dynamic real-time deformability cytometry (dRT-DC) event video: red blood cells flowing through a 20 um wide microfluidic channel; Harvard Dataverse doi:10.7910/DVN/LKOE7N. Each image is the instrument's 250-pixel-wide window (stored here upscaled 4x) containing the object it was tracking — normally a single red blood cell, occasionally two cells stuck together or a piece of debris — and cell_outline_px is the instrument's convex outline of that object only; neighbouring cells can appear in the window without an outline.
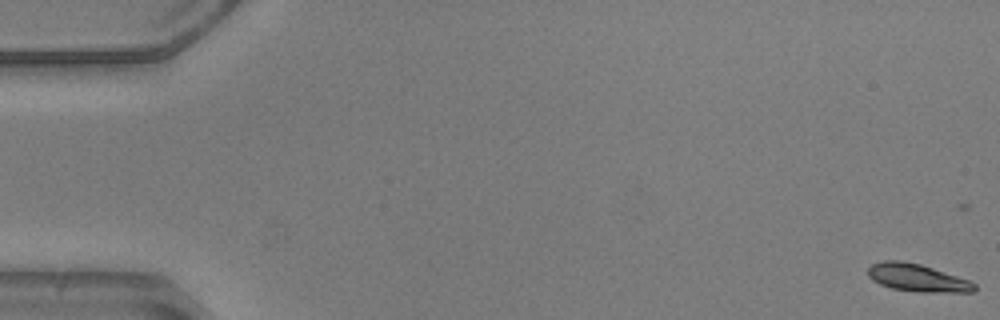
{"species": "common noctule bat (a hibernating species)", "species_latin": "Nyctalus noctula", "temperature_condition": "warm", "stored_images_in_passage": 48, "camera_frame_rate_fps": 3000, "um_per_image_px": 0.085, "animal": {"sex": "male", "body_mass_g": 20.5, "forearm_length_mm": 52.5}, "frame": {"image": 1, "passage_image": 1, "time_ms": 0.0, "image_size_px": [1000, 320], "cell_outline_px": [[976, 288], [972, 292], [916, 292], [892, 288], [880, 284], [872, 280], [868, 276], [868, 268], [872, 264], [884, 260], [900, 260], [920, 264], [968, 280], [976, 284]], "centroid_in_image_um": [77.94, 23.61], "position_along_channel_um": 7.1, "area_um2": 16.99}}
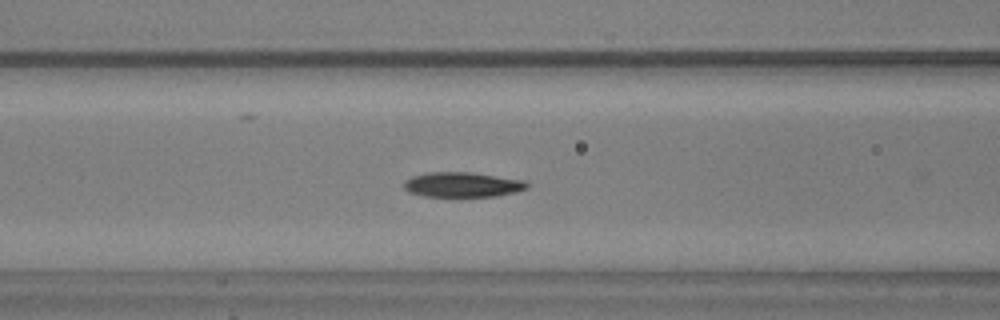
{"frame": {"image": 2, "passage_image": 22, "time_ms": 7.0, "image_size_px": [1000, 320], "cell_outline_px": [[528, 188], [496, 196], [424, 196], [408, 192], [404, 188], [404, 180], [412, 176], [428, 172], [468, 172], [524, 180], [528, 184]], "centroid_in_image_um": [39.25, 15.69], "position_along_channel_um": 127.3, "area_um2": 17.69}}
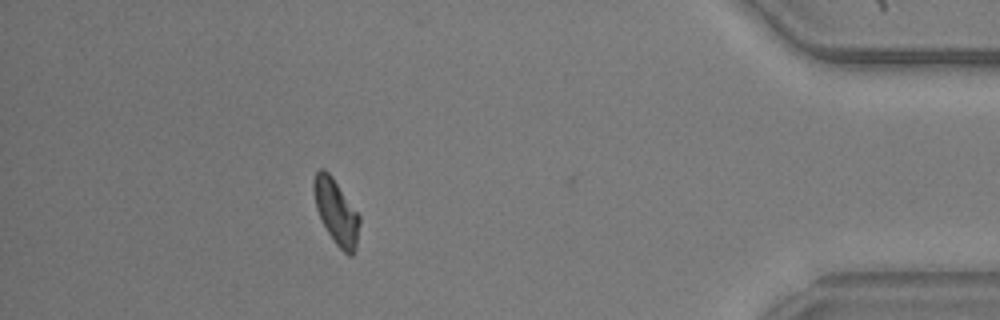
{"frame": {"image": 3, "passage_image": 47, "time_ms": 15.333, "image_size_px": [1000, 320], "cell_outline_px": [[360, 220], [356, 248], [352, 256], [348, 256], [336, 244], [328, 232], [316, 208], [312, 188], [312, 180], [316, 172], [320, 168], [324, 168], [332, 176], [360, 216]], "centroid_in_image_um": [28.57, 17.98], "position_along_channel_um": 406.6, "area_um2": 17.22}, "authors_computed_cell_mechanics": {"area_um2": 17.918, "velocity_mm_per_s": 3.9301, "shape_relaxation_time_tau1_ms": 2.97, "shape_relaxation_time_tau2_ms": null, "deformation_change_tau1": 0.146, "deformation_change_tau2": null}}